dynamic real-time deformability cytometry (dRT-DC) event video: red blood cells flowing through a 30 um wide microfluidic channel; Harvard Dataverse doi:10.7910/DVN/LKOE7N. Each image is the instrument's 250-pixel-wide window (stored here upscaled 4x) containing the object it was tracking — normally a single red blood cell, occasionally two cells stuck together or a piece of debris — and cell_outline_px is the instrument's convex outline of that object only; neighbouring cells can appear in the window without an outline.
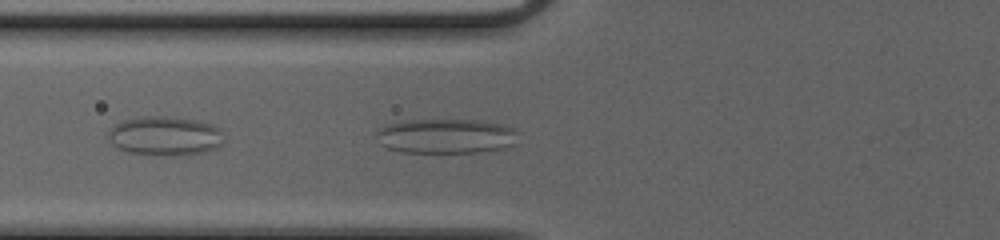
{"species": "common noctule bat (a hibernating species)", "species_latin": "Nyctalus noctula", "temperature_condition": "cold", "stored_images_in_passage": 38, "camera_frame_rate_fps": 3000, "um_per_image_px": 0.085, "animal": {"sex": "female", "body_mass_g": 20.0, "forearm_length_mm": 54.0}, "frame": {"image": 1, "passage_image": 8, "time_ms": 2.333, "image_size_px": [1000, 240], "cell_outline_px": [[516, 132], [512, 148], [476, 152], [400, 152], [388, 148], [380, 144], [376, 136], [376, 132], [380, 128], [388, 124], [408, 120], [480, 120], [504, 124], [516, 128]], "centroid_in_image_um": [37.93, 11.57], "position_along_channel_um": 87.9, "area_um2": 28.84}}
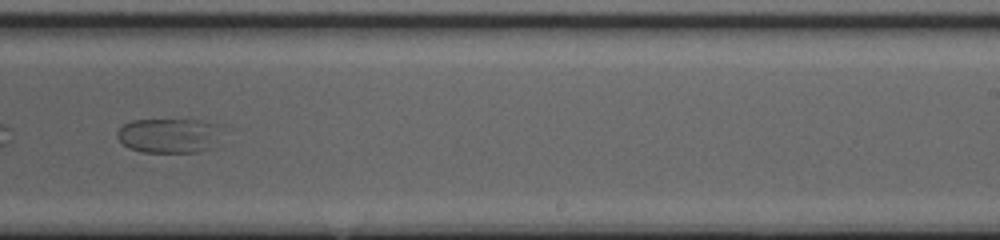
{"frame": {"image": 2, "passage_image": 22, "time_ms": 7.0, "image_size_px": [1000, 240], "cell_outline_px": [[216, 124], [212, 148], [196, 152], [140, 152], [128, 148], [116, 136], [116, 132], [124, 124], [132, 120], [200, 120]], "centroid_in_image_um": [14.23, 11.53], "position_along_channel_um": 274.8, "area_um2": 20.58}}
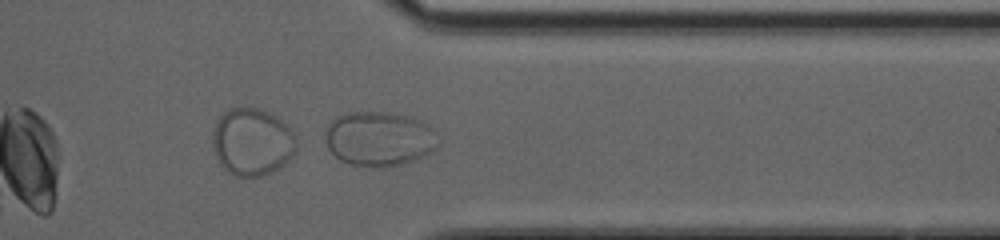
{"frame": {"image": 3, "passage_image": 30, "time_ms": 9.667, "image_size_px": [1000, 240], "cell_outline_px": [[436, 148], [432, 152], [424, 156], [400, 164], [380, 168], [372, 168], [348, 164], [340, 160], [328, 148], [324, 140], [324, 128], [336, 116], [344, 112], [388, 112], [408, 116], [420, 120], [436, 128]], "centroid_in_image_um": [32.19, 11.79], "position_along_channel_um": 379.2, "area_um2": 36.53}}